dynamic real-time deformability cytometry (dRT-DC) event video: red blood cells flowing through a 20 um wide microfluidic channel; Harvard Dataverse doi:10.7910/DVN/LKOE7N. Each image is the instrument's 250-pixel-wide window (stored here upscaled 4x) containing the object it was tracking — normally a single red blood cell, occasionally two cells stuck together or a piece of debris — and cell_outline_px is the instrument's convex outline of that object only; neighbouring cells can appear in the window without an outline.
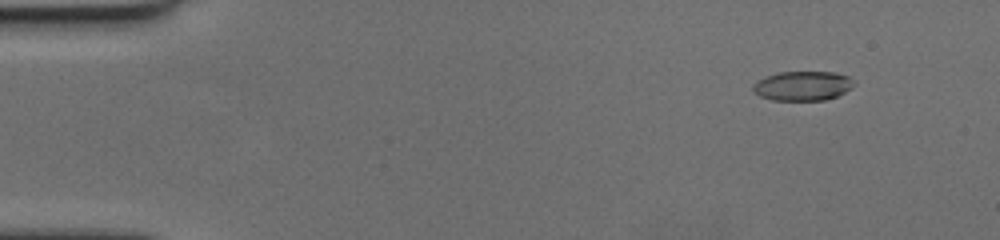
{"species": "human", "species_latin": "Homo sapiens", "temperature_condition": "cold", "stored_images_in_passage": 61, "camera_frame_rate_fps": 3000, "um_per_image_px": 0.085, "donor": {"sex": "female"}, "frame": {"image": 1, "passage_image": 7, "time_ms": 2.0, "image_size_px": [1000, 240], "cell_outline_px": [[856, 84], [852, 88], [836, 96], [824, 100], [772, 100], [760, 96], [752, 92], [752, 84], [756, 80], [780, 72], [836, 72], [848, 76], [856, 80]], "centroid_in_image_um": [68.24, 7.29], "position_along_channel_um": 16.8, "area_um2": 17.51}}
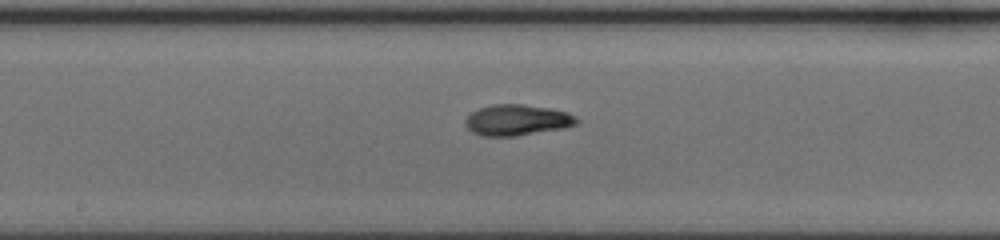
{"frame": {"image": 2, "passage_image": 33, "time_ms": 10.667, "image_size_px": [1000, 240], "cell_outline_px": [[580, 120], [576, 124], [568, 128], [516, 136], [480, 136], [472, 132], [464, 124], [464, 120], [472, 112], [480, 108], [492, 104], [524, 104], [548, 108], [568, 112], [576, 116]], "centroid_in_image_um": [43.98, 10.21], "position_along_channel_um": 204.2, "area_um2": 20.35}}
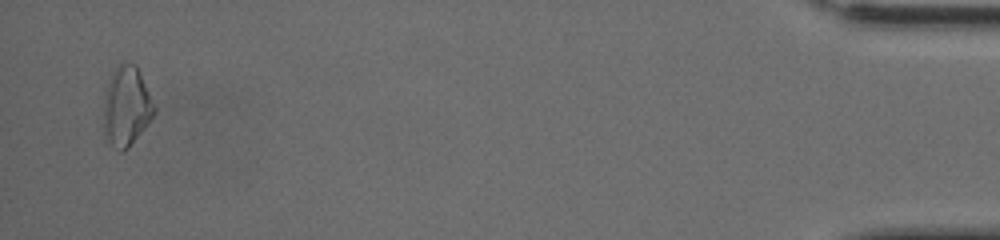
{"frame": {"image": 3, "passage_image": 59, "time_ms": 19.333, "image_size_px": [1000, 240], "cell_outline_px": [[156, 112], [128, 148], [124, 152], [120, 152], [104, 140], [104, 96], [108, 80], [112, 72], [120, 60], [124, 60], [136, 64], [140, 72], [156, 108]], "centroid_in_image_um": [10.72, 9.01], "position_along_channel_um": 424.5, "area_um2": 23.87}}